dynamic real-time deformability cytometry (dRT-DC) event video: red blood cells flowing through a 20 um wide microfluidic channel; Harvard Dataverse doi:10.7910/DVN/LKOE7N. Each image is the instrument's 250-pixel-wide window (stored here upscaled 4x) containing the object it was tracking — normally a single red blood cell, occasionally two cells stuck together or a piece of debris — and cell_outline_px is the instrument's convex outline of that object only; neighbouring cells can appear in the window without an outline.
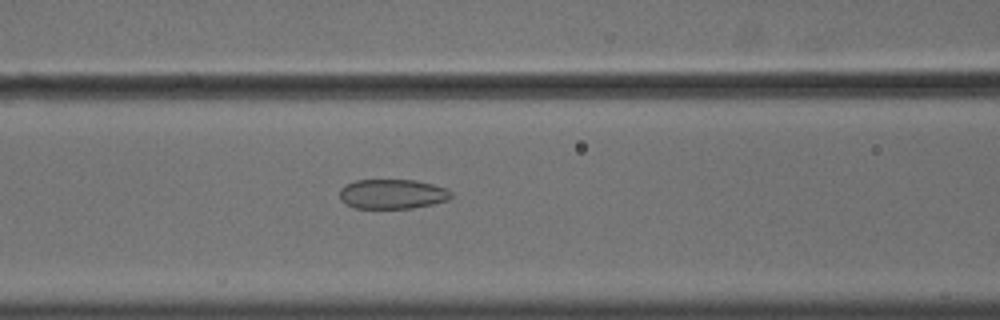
{"species": "common noctule bat (a hibernating species)", "species_latin": "Nyctalus noctula", "temperature_condition": "cold", "stored_images_in_passage": 57, "camera_frame_rate_fps": 3000, "um_per_image_px": 0.085, "animal": {"sex": "male", "body_mass_g": 18.8}, "frame": {"image": 1, "passage_image": 25, "time_ms": 8.0, "image_size_px": [1000, 320], "cell_outline_px": [[452, 196], [448, 200], [432, 204], [412, 208], [356, 208], [340, 200], [340, 188], [356, 180], [416, 180], [448, 188], [452, 192]], "centroid_in_image_um": [33.39, 16.49], "position_along_channel_um": 133.2, "area_um2": 19.25}}
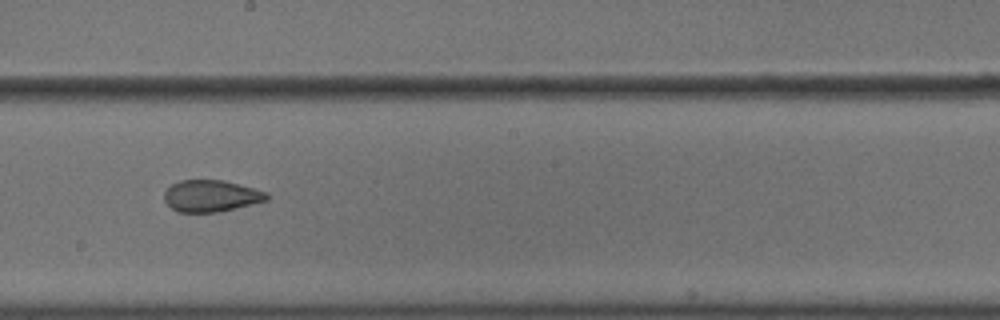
{"frame": {"image": 2, "passage_image": 33, "time_ms": 10.667, "image_size_px": [1000, 320], "cell_outline_px": [[268, 200], [216, 212], [180, 212], [172, 208], [164, 200], [164, 192], [172, 184], [180, 180], [224, 180], [268, 192]], "centroid_in_image_um": [17.93, 16.64], "position_along_channel_um": 230.3, "area_um2": 18.73}}
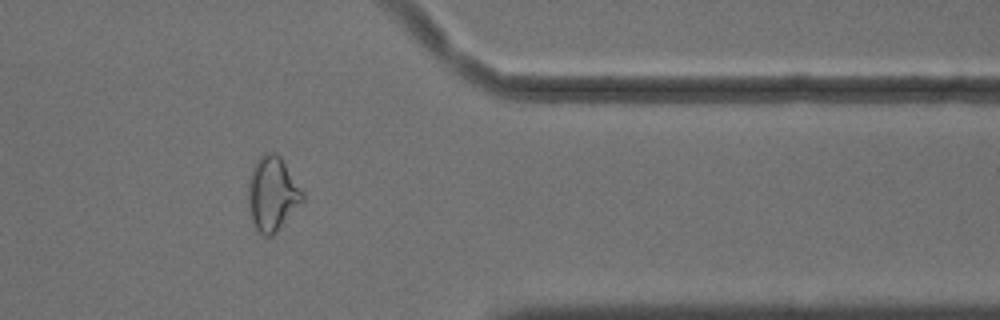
{"frame": {"image": 3, "passage_image": 47, "time_ms": 15.333, "image_size_px": [1000, 320], "cell_outline_px": [[304, 200], [276, 232], [272, 236], [264, 236], [256, 228], [252, 220], [248, 208], [248, 180], [252, 168], [256, 160], [264, 152], [272, 152], [280, 156], [304, 192]], "centroid_in_image_um": [23.14, 16.46], "position_along_channel_um": 388.3, "area_um2": 23.52}, "authors_computed_cell_mechanics": {"area_um2": 23.5246, "velocity_mm_per_s": 3.6386, "shape_relaxation_time_tau1_ms": null, "shape_relaxation_time_tau2_ms": 2.0302, "deformation_change_tau1": null, "deformation_change_tau2": 0.0844}}